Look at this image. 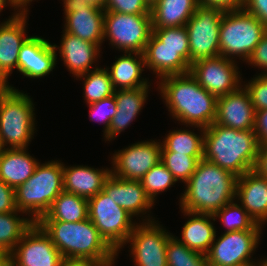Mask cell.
<instances>
[{
	"label": "cell",
	"mask_w": 267,
	"mask_h": 266,
	"mask_svg": "<svg viewBox=\"0 0 267 266\" xmlns=\"http://www.w3.org/2000/svg\"><path fill=\"white\" fill-rule=\"evenodd\" d=\"M160 81L157 88L172 118L195 128H206L214 123L217 97L201 87L190 72L166 76Z\"/></svg>",
	"instance_id": "6da1fadb"
},
{
	"label": "cell",
	"mask_w": 267,
	"mask_h": 266,
	"mask_svg": "<svg viewBox=\"0 0 267 266\" xmlns=\"http://www.w3.org/2000/svg\"><path fill=\"white\" fill-rule=\"evenodd\" d=\"M258 148L254 130H237L216 123L204 128L203 159L237 177L254 169Z\"/></svg>",
	"instance_id": "7a4b0ae2"
},
{
	"label": "cell",
	"mask_w": 267,
	"mask_h": 266,
	"mask_svg": "<svg viewBox=\"0 0 267 266\" xmlns=\"http://www.w3.org/2000/svg\"><path fill=\"white\" fill-rule=\"evenodd\" d=\"M237 176L204 159L186 182L180 198L181 210L214 215L235 200Z\"/></svg>",
	"instance_id": "3957f363"
},
{
	"label": "cell",
	"mask_w": 267,
	"mask_h": 266,
	"mask_svg": "<svg viewBox=\"0 0 267 266\" xmlns=\"http://www.w3.org/2000/svg\"><path fill=\"white\" fill-rule=\"evenodd\" d=\"M64 259L114 261L117 252L100 235L92 221H37Z\"/></svg>",
	"instance_id": "277c9868"
},
{
	"label": "cell",
	"mask_w": 267,
	"mask_h": 266,
	"mask_svg": "<svg viewBox=\"0 0 267 266\" xmlns=\"http://www.w3.org/2000/svg\"><path fill=\"white\" fill-rule=\"evenodd\" d=\"M63 163H39L34 174L15 189L16 207L31 216L35 223L50 209L53 201L64 191Z\"/></svg>",
	"instance_id": "5b68a950"
},
{
	"label": "cell",
	"mask_w": 267,
	"mask_h": 266,
	"mask_svg": "<svg viewBox=\"0 0 267 266\" xmlns=\"http://www.w3.org/2000/svg\"><path fill=\"white\" fill-rule=\"evenodd\" d=\"M32 99L14 87L0 100V143L5 149L27 148L35 133Z\"/></svg>",
	"instance_id": "8992f818"
},
{
	"label": "cell",
	"mask_w": 267,
	"mask_h": 266,
	"mask_svg": "<svg viewBox=\"0 0 267 266\" xmlns=\"http://www.w3.org/2000/svg\"><path fill=\"white\" fill-rule=\"evenodd\" d=\"M266 32L267 27L242 7L225 11L220 24V55L247 61Z\"/></svg>",
	"instance_id": "52a82bcc"
},
{
	"label": "cell",
	"mask_w": 267,
	"mask_h": 266,
	"mask_svg": "<svg viewBox=\"0 0 267 266\" xmlns=\"http://www.w3.org/2000/svg\"><path fill=\"white\" fill-rule=\"evenodd\" d=\"M88 218L117 253L137 224L104 190L88 200Z\"/></svg>",
	"instance_id": "ba28073f"
},
{
	"label": "cell",
	"mask_w": 267,
	"mask_h": 266,
	"mask_svg": "<svg viewBox=\"0 0 267 266\" xmlns=\"http://www.w3.org/2000/svg\"><path fill=\"white\" fill-rule=\"evenodd\" d=\"M152 33L151 15L105 12L103 38L124 52L144 53Z\"/></svg>",
	"instance_id": "9c48e42d"
},
{
	"label": "cell",
	"mask_w": 267,
	"mask_h": 266,
	"mask_svg": "<svg viewBox=\"0 0 267 266\" xmlns=\"http://www.w3.org/2000/svg\"><path fill=\"white\" fill-rule=\"evenodd\" d=\"M223 10L198 5L186 23L190 47V65L200 59L220 55V24Z\"/></svg>",
	"instance_id": "30bf717a"
},
{
	"label": "cell",
	"mask_w": 267,
	"mask_h": 266,
	"mask_svg": "<svg viewBox=\"0 0 267 266\" xmlns=\"http://www.w3.org/2000/svg\"><path fill=\"white\" fill-rule=\"evenodd\" d=\"M137 223L126 243L131 245V255L137 266H167L166 248L173 236L155 219ZM139 224V225H138Z\"/></svg>",
	"instance_id": "8fae6325"
},
{
	"label": "cell",
	"mask_w": 267,
	"mask_h": 266,
	"mask_svg": "<svg viewBox=\"0 0 267 266\" xmlns=\"http://www.w3.org/2000/svg\"><path fill=\"white\" fill-rule=\"evenodd\" d=\"M235 62L221 55L200 59L190 65L189 72L201 87L218 98L243 87Z\"/></svg>",
	"instance_id": "7c38bea8"
},
{
	"label": "cell",
	"mask_w": 267,
	"mask_h": 266,
	"mask_svg": "<svg viewBox=\"0 0 267 266\" xmlns=\"http://www.w3.org/2000/svg\"><path fill=\"white\" fill-rule=\"evenodd\" d=\"M261 231L224 232L206 254L209 266H243L255 264L252 253L258 247ZM216 240V241H215Z\"/></svg>",
	"instance_id": "4fadbf2b"
},
{
	"label": "cell",
	"mask_w": 267,
	"mask_h": 266,
	"mask_svg": "<svg viewBox=\"0 0 267 266\" xmlns=\"http://www.w3.org/2000/svg\"><path fill=\"white\" fill-rule=\"evenodd\" d=\"M10 255L14 266H60L64 260L36 222L24 233Z\"/></svg>",
	"instance_id": "5bb4252c"
},
{
	"label": "cell",
	"mask_w": 267,
	"mask_h": 266,
	"mask_svg": "<svg viewBox=\"0 0 267 266\" xmlns=\"http://www.w3.org/2000/svg\"><path fill=\"white\" fill-rule=\"evenodd\" d=\"M162 143L155 140L141 141L117 151L112 159L111 173L128 180H141L161 161Z\"/></svg>",
	"instance_id": "9a60e30c"
},
{
	"label": "cell",
	"mask_w": 267,
	"mask_h": 266,
	"mask_svg": "<svg viewBox=\"0 0 267 266\" xmlns=\"http://www.w3.org/2000/svg\"><path fill=\"white\" fill-rule=\"evenodd\" d=\"M256 110L245 88L217 98L214 123L237 130H254Z\"/></svg>",
	"instance_id": "2e32d148"
},
{
	"label": "cell",
	"mask_w": 267,
	"mask_h": 266,
	"mask_svg": "<svg viewBox=\"0 0 267 266\" xmlns=\"http://www.w3.org/2000/svg\"><path fill=\"white\" fill-rule=\"evenodd\" d=\"M27 11L17 10L0 24V76L8 81L12 70H18V55L24 42Z\"/></svg>",
	"instance_id": "e0dca14e"
},
{
	"label": "cell",
	"mask_w": 267,
	"mask_h": 266,
	"mask_svg": "<svg viewBox=\"0 0 267 266\" xmlns=\"http://www.w3.org/2000/svg\"><path fill=\"white\" fill-rule=\"evenodd\" d=\"M56 53L53 44L44 38L29 36L18 55V71L25 77L42 78L55 68Z\"/></svg>",
	"instance_id": "ac0fdd59"
},
{
	"label": "cell",
	"mask_w": 267,
	"mask_h": 266,
	"mask_svg": "<svg viewBox=\"0 0 267 266\" xmlns=\"http://www.w3.org/2000/svg\"><path fill=\"white\" fill-rule=\"evenodd\" d=\"M103 190L132 217L141 213L144 215L154 206L139 180L118 178L111 173Z\"/></svg>",
	"instance_id": "d6986e66"
},
{
	"label": "cell",
	"mask_w": 267,
	"mask_h": 266,
	"mask_svg": "<svg viewBox=\"0 0 267 266\" xmlns=\"http://www.w3.org/2000/svg\"><path fill=\"white\" fill-rule=\"evenodd\" d=\"M235 199L257 224L267 222V179L251 170L237 177Z\"/></svg>",
	"instance_id": "ffe728a7"
},
{
	"label": "cell",
	"mask_w": 267,
	"mask_h": 266,
	"mask_svg": "<svg viewBox=\"0 0 267 266\" xmlns=\"http://www.w3.org/2000/svg\"><path fill=\"white\" fill-rule=\"evenodd\" d=\"M63 33L60 46H53L56 51L59 49L61 60L68 71L75 77L91 71L92 63L100 57V46L64 31Z\"/></svg>",
	"instance_id": "44dd1931"
},
{
	"label": "cell",
	"mask_w": 267,
	"mask_h": 266,
	"mask_svg": "<svg viewBox=\"0 0 267 266\" xmlns=\"http://www.w3.org/2000/svg\"><path fill=\"white\" fill-rule=\"evenodd\" d=\"M110 174L108 168L95 169L86 165L66 167L63 164L64 191L89 200L103 190Z\"/></svg>",
	"instance_id": "7402d4cb"
},
{
	"label": "cell",
	"mask_w": 267,
	"mask_h": 266,
	"mask_svg": "<svg viewBox=\"0 0 267 266\" xmlns=\"http://www.w3.org/2000/svg\"><path fill=\"white\" fill-rule=\"evenodd\" d=\"M149 86L150 85L136 89L114 91L117 112L111 119L108 132L104 135L106 141L115 138L133 122V119H135L137 114L142 110L147 100Z\"/></svg>",
	"instance_id": "603a6c76"
},
{
	"label": "cell",
	"mask_w": 267,
	"mask_h": 266,
	"mask_svg": "<svg viewBox=\"0 0 267 266\" xmlns=\"http://www.w3.org/2000/svg\"><path fill=\"white\" fill-rule=\"evenodd\" d=\"M26 150L27 148H5L0 155V179L14 189L24 184L40 163Z\"/></svg>",
	"instance_id": "cb8c5ba5"
},
{
	"label": "cell",
	"mask_w": 267,
	"mask_h": 266,
	"mask_svg": "<svg viewBox=\"0 0 267 266\" xmlns=\"http://www.w3.org/2000/svg\"><path fill=\"white\" fill-rule=\"evenodd\" d=\"M143 67L146 66L142 53L124 52V55L115 60L111 68L106 69H108L114 90H127L149 85L148 80L141 77Z\"/></svg>",
	"instance_id": "d4e9b609"
},
{
	"label": "cell",
	"mask_w": 267,
	"mask_h": 266,
	"mask_svg": "<svg viewBox=\"0 0 267 266\" xmlns=\"http://www.w3.org/2000/svg\"><path fill=\"white\" fill-rule=\"evenodd\" d=\"M182 212L184 216L192 217L183 225L181 240L178 237L175 238L189 249L206 255L216 235V229L211 220H216L210 214L192 213L185 210Z\"/></svg>",
	"instance_id": "484cf974"
},
{
	"label": "cell",
	"mask_w": 267,
	"mask_h": 266,
	"mask_svg": "<svg viewBox=\"0 0 267 266\" xmlns=\"http://www.w3.org/2000/svg\"><path fill=\"white\" fill-rule=\"evenodd\" d=\"M104 14V9H78L77 12L66 14L63 31L101 47V44L105 41L103 38Z\"/></svg>",
	"instance_id": "4316f807"
},
{
	"label": "cell",
	"mask_w": 267,
	"mask_h": 266,
	"mask_svg": "<svg viewBox=\"0 0 267 266\" xmlns=\"http://www.w3.org/2000/svg\"><path fill=\"white\" fill-rule=\"evenodd\" d=\"M198 6L197 0H159L150 10L152 28L186 25Z\"/></svg>",
	"instance_id": "83f0119b"
},
{
	"label": "cell",
	"mask_w": 267,
	"mask_h": 266,
	"mask_svg": "<svg viewBox=\"0 0 267 266\" xmlns=\"http://www.w3.org/2000/svg\"><path fill=\"white\" fill-rule=\"evenodd\" d=\"M88 218V200L62 191L38 221L79 222Z\"/></svg>",
	"instance_id": "f1b7e54d"
},
{
	"label": "cell",
	"mask_w": 267,
	"mask_h": 266,
	"mask_svg": "<svg viewBox=\"0 0 267 266\" xmlns=\"http://www.w3.org/2000/svg\"><path fill=\"white\" fill-rule=\"evenodd\" d=\"M143 55L146 68L153 70L159 79L190 71V64L179 54V50L145 49Z\"/></svg>",
	"instance_id": "f546056e"
},
{
	"label": "cell",
	"mask_w": 267,
	"mask_h": 266,
	"mask_svg": "<svg viewBox=\"0 0 267 266\" xmlns=\"http://www.w3.org/2000/svg\"><path fill=\"white\" fill-rule=\"evenodd\" d=\"M145 49L179 50V54L190 64V47L186 26L152 28Z\"/></svg>",
	"instance_id": "4dcf8cb0"
},
{
	"label": "cell",
	"mask_w": 267,
	"mask_h": 266,
	"mask_svg": "<svg viewBox=\"0 0 267 266\" xmlns=\"http://www.w3.org/2000/svg\"><path fill=\"white\" fill-rule=\"evenodd\" d=\"M18 212L0 213V248L10 254L24 233L34 224L31 218H20Z\"/></svg>",
	"instance_id": "1f68e13d"
},
{
	"label": "cell",
	"mask_w": 267,
	"mask_h": 266,
	"mask_svg": "<svg viewBox=\"0 0 267 266\" xmlns=\"http://www.w3.org/2000/svg\"><path fill=\"white\" fill-rule=\"evenodd\" d=\"M198 129L201 132L200 135L187 129L173 130L162 141V145L169 152H175L176 154L203 156L204 128L199 126Z\"/></svg>",
	"instance_id": "d6a6232c"
},
{
	"label": "cell",
	"mask_w": 267,
	"mask_h": 266,
	"mask_svg": "<svg viewBox=\"0 0 267 266\" xmlns=\"http://www.w3.org/2000/svg\"><path fill=\"white\" fill-rule=\"evenodd\" d=\"M234 202H229L213 215L214 219L220 218L225 232L261 231L262 225L257 224L240 204Z\"/></svg>",
	"instance_id": "836d02e7"
},
{
	"label": "cell",
	"mask_w": 267,
	"mask_h": 266,
	"mask_svg": "<svg viewBox=\"0 0 267 266\" xmlns=\"http://www.w3.org/2000/svg\"><path fill=\"white\" fill-rule=\"evenodd\" d=\"M81 77L84 78L83 97L87 104H92L114 95L115 90L108 69L95 67V69L77 78L81 79Z\"/></svg>",
	"instance_id": "e575fe53"
},
{
	"label": "cell",
	"mask_w": 267,
	"mask_h": 266,
	"mask_svg": "<svg viewBox=\"0 0 267 266\" xmlns=\"http://www.w3.org/2000/svg\"><path fill=\"white\" fill-rule=\"evenodd\" d=\"M203 156H188L169 152L163 145L161 149V162L172 173L173 177L186 183L196 170L197 164Z\"/></svg>",
	"instance_id": "d590c367"
},
{
	"label": "cell",
	"mask_w": 267,
	"mask_h": 266,
	"mask_svg": "<svg viewBox=\"0 0 267 266\" xmlns=\"http://www.w3.org/2000/svg\"><path fill=\"white\" fill-rule=\"evenodd\" d=\"M167 266H209L204 254L189 249L172 236L166 248Z\"/></svg>",
	"instance_id": "8d00e7d4"
},
{
	"label": "cell",
	"mask_w": 267,
	"mask_h": 266,
	"mask_svg": "<svg viewBox=\"0 0 267 266\" xmlns=\"http://www.w3.org/2000/svg\"><path fill=\"white\" fill-rule=\"evenodd\" d=\"M146 195L155 203L156 196L174 185L177 180L160 161L153 166L140 180Z\"/></svg>",
	"instance_id": "74e56055"
},
{
	"label": "cell",
	"mask_w": 267,
	"mask_h": 266,
	"mask_svg": "<svg viewBox=\"0 0 267 266\" xmlns=\"http://www.w3.org/2000/svg\"><path fill=\"white\" fill-rule=\"evenodd\" d=\"M90 109L89 117L91 121H97L103 123L105 126L104 135L108 132L111 119L117 112V103L115 96L104 98L100 101L88 104Z\"/></svg>",
	"instance_id": "f35d334b"
},
{
	"label": "cell",
	"mask_w": 267,
	"mask_h": 266,
	"mask_svg": "<svg viewBox=\"0 0 267 266\" xmlns=\"http://www.w3.org/2000/svg\"><path fill=\"white\" fill-rule=\"evenodd\" d=\"M256 111L267 109V75H258L244 85Z\"/></svg>",
	"instance_id": "ab89813d"
},
{
	"label": "cell",
	"mask_w": 267,
	"mask_h": 266,
	"mask_svg": "<svg viewBox=\"0 0 267 266\" xmlns=\"http://www.w3.org/2000/svg\"><path fill=\"white\" fill-rule=\"evenodd\" d=\"M105 12H119L124 14L151 15L150 9L143 0H106Z\"/></svg>",
	"instance_id": "60d3db41"
},
{
	"label": "cell",
	"mask_w": 267,
	"mask_h": 266,
	"mask_svg": "<svg viewBox=\"0 0 267 266\" xmlns=\"http://www.w3.org/2000/svg\"><path fill=\"white\" fill-rule=\"evenodd\" d=\"M249 65L263 69L262 75H267V32L256 45L250 58L246 61Z\"/></svg>",
	"instance_id": "b9f144b4"
},
{
	"label": "cell",
	"mask_w": 267,
	"mask_h": 266,
	"mask_svg": "<svg viewBox=\"0 0 267 266\" xmlns=\"http://www.w3.org/2000/svg\"><path fill=\"white\" fill-rule=\"evenodd\" d=\"M18 211L16 207L15 189L0 179V213Z\"/></svg>",
	"instance_id": "7bdbcfd3"
},
{
	"label": "cell",
	"mask_w": 267,
	"mask_h": 266,
	"mask_svg": "<svg viewBox=\"0 0 267 266\" xmlns=\"http://www.w3.org/2000/svg\"><path fill=\"white\" fill-rule=\"evenodd\" d=\"M241 7L267 27V0H243Z\"/></svg>",
	"instance_id": "ee69618b"
},
{
	"label": "cell",
	"mask_w": 267,
	"mask_h": 266,
	"mask_svg": "<svg viewBox=\"0 0 267 266\" xmlns=\"http://www.w3.org/2000/svg\"><path fill=\"white\" fill-rule=\"evenodd\" d=\"M254 132L259 145L267 144V109L256 111Z\"/></svg>",
	"instance_id": "f6af8a7d"
},
{
	"label": "cell",
	"mask_w": 267,
	"mask_h": 266,
	"mask_svg": "<svg viewBox=\"0 0 267 266\" xmlns=\"http://www.w3.org/2000/svg\"><path fill=\"white\" fill-rule=\"evenodd\" d=\"M198 5L231 11L241 8L243 0H197Z\"/></svg>",
	"instance_id": "bcb514c9"
},
{
	"label": "cell",
	"mask_w": 267,
	"mask_h": 266,
	"mask_svg": "<svg viewBox=\"0 0 267 266\" xmlns=\"http://www.w3.org/2000/svg\"><path fill=\"white\" fill-rule=\"evenodd\" d=\"M64 2V15L77 12L78 9H84V10H101V8H98L96 6H93L89 4L87 0H63Z\"/></svg>",
	"instance_id": "7dc6e473"
},
{
	"label": "cell",
	"mask_w": 267,
	"mask_h": 266,
	"mask_svg": "<svg viewBox=\"0 0 267 266\" xmlns=\"http://www.w3.org/2000/svg\"><path fill=\"white\" fill-rule=\"evenodd\" d=\"M253 170L267 179V144L259 145L257 160Z\"/></svg>",
	"instance_id": "c3c4849f"
},
{
	"label": "cell",
	"mask_w": 267,
	"mask_h": 266,
	"mask_svg": "<svg viewBox=\"0 0 267 266\" xmlns=\"http://www.w3.org/2000/svg\"><path fill=\"white\" fill-rule=\"evenodd\" d=\"M114 261H88L64 259L60 266H112Z\"/></svg>",
	"instance_id": "681fc988"
},
{
	"label": "cell",
	"mask_w": 267,
	"mask_h": 266,
	"mask_svg": "<svg viewBox=\"0 0 267 266\" xmlns=\"http://www.w3.org/2000/svg\"><path fill=\"white\" fill-rule=\"evenodd\" d=\"M10 88H12V86L9 85V82L0 76V100Z\"/></svg>",
	"instance_id": "f907efd6"
},
{
	"label": "cell",
	"mask_w": 267,
	"mask_h": 266,
	"mask_svg": "<svg viewBox=\"0 0 267 266\" xmlns=\"http://www.w3.org/2000/svg\"><path fill=\"white\" fill-rule=\"evenodd\" d=\"M7 3H9L11 7H14V9L21 10L14 0H0V12L3 10L4 7H6Z\"/></svg>",
	"instance_id": "816d5d0a"
},
{
	"label": "cell",
	"mask_w": 267,
	"mask_h": 266,
	"mask_svg": "<svg viewBox=\"0 0 267 266\" xmlns=\"http://www.w3.org/2000/svg\"><path fill=\"white\" fill-rule=\"evenodd\" d=\"M0 266H14L12 257L10 254H6L1 260H0Z\"/></svg>",
	"instance_id": "f5cc1de1"
},
{
	"label": "cell",
	"mask_w": 267,
	"mask_h": 266,
	"mask_svg": "<svg viewBox=\"0 0 267 266\" xmlns=\"http://www.w3.org/2000/svg\"><path fill=\"white\" fill-rule=\"evenodd\" d=\"M14 1L22 11H26L27 4H30V2H32L33 0H14Z\"/></svg>",
	"instance_id": "db71d44e"
},
{
	"label": "cell",
	"mask_w": 267,
	"mask_h": 266,
	"mask_svg": "<svg viewBox=\"0 0 267 266\" xmlns=\"http://www.w3.org/2000/svg\"><path fill=\"white\" fill-rule=\"evenodd\" d=\"M89 4L104 9L106 0H87Z\"/></svg>",
	"instance_id": "11a10c76"
},
{
	"label": "cell",
	"mask_w": 267,
	"mask_h": 266,
	"mask_svg": "<svg viewBox=\"0 0 267 266\" xmlns=\"http://www.w3.org/2000/svg\"><path fill=\"white\" fill-rule=\"evenodd\" d=\"M146 6L151 10L159 0H143Z\"/></svg>",
	"instance_id": "9f6ffc18"
},
{
	"label": "cell",
	"mask_w": 267,
	"mask_h": 266,
	"mask_svg": "<svg viewBox=\"0 0 267 266\" xmlns=\"http://www.w3.org/2000/svg\"><path fill=\"white\" fill-rule=\"evenodd\" d=\"M256 263L257 262H255L256 266H267V259H263V260L260 259V261L257 264Z\"/></svg>",
	"instance_id": "6f0895ef"
},
{
	"label": "cell",
	"mask_w": 267,
	"mask_h": 266,
	"mask_svg": "<svg viewBox=\"0 0 267 266\" xmlns=\"http://www.w3.org/2000/svg\"><path fill=\"white\" fill-rule=\"evenodd\" d=\"M7 253L5 251H3L1 248H0V260L6 255Z\"/></svg>",
	"instance_id": "680465c9"
},
{
	"label": "cell",
	"mask_w": 267,
	"mask_h": 266,
	"mask_svg": "<svg viewBox=\"0 0 267 266\" xmlns=\"http://www.w3.org/2000/svg\"><path fill=\"white\" fill-rule=\"evenodd\" d=\"M2 150H3V147H2V145L0 143V155H1Z\"/></svg>",
	"instance_id": "91938a15"
},
{
	"label": "cell",
	"mask_w": 267,
	"mask_h": 266,
	"mask_svg": "<svg viewBox=\"0 0 267 266\" xmlns=\"http://www.w3.org/2000/svg\"><path fill=\"white\" fill-rule=\"evenodd\" d=\"M243 266H256L255 264L243 265Z\"/></svg>",
	"instance_id": "94428289"
}]
</instances>
